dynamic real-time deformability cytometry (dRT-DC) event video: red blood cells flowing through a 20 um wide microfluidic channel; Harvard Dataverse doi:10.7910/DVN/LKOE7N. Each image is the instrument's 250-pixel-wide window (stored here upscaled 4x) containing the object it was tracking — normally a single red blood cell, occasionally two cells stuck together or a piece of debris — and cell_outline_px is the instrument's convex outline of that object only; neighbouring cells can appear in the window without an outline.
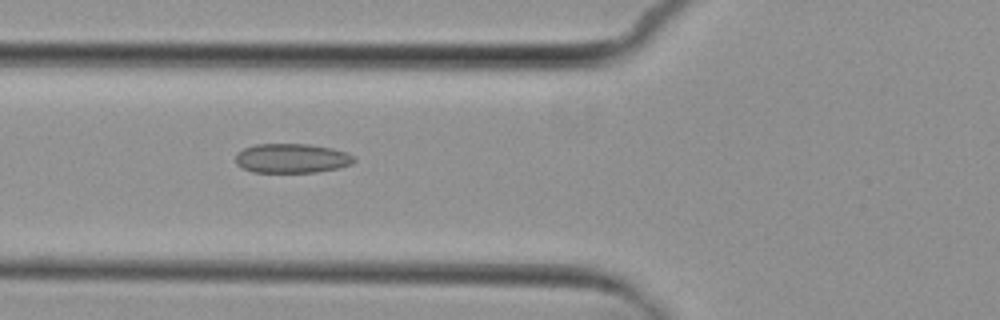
{"species": "common noctule bat (a hibernating species)", "species_latin": "Nyctalus noctula", "temperature_condition": "cold", "stored_images_in_passage": 8, "camera_frame_rate_fps": 3000, "um_per_image_px": 0.085, "animal": {"sex": "female", "body_mass_g": 29.2, "forearm_length_mm": 56.3}, "frame": {"image": 1, "passage_image": 4, "time_ms": 3.333, "image_size_px": [1000, 320], "cell_outline_px": [[356, 160], [352, 164], [340, 168], [316, 172], [252, 172], [236, 164], [236, 152], [244, 148], [256, 144], [308, 144], [332, 148], [344, 152], [352, 156]], "centroid_in_image_um": [24.79, 13.46], "position_along_channel_um": 101.0, "area_um2": 20.29}}
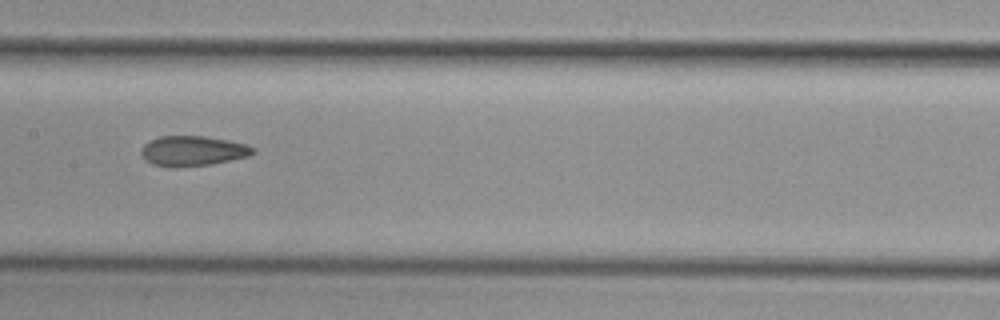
{"frame": {"image": 2, "passage_image": 6, "time_ms": 5.667, "image_size_px": [1000, 320], "cell_outline_px": [[256, 152], [248, 156], [212, 164], [176, 168], [152, 164], [144, 160], [140, 152], [140, 148], [148, 140], [160, 136], [204, 136], [228, 140], [248, 144], [256, 148]], "centroid_in_image_um": [16.37, 12.83], "position_along_channel_um": 191.0, "area_um2": 19.94}}
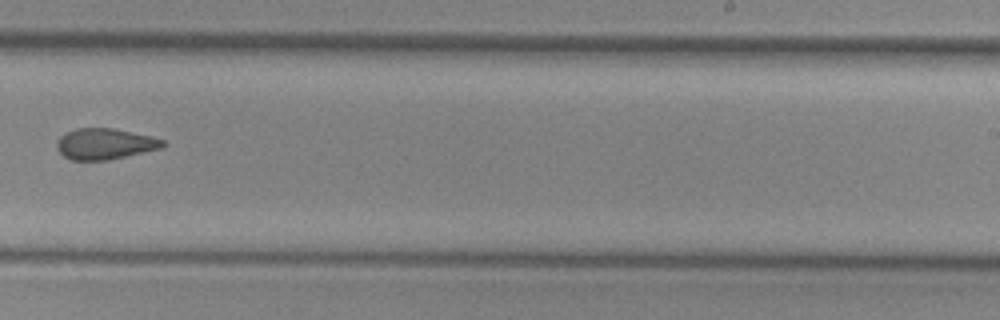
{"frame": {"image": 3, "passage_image": 8, "time_ms": 8.0, "image_size_px": [1000, 320], "cell_outline_px": [[168, 144], [164, 148], [108, 160], [72, 160], [64, 156], [56, 148], [56, 140], [64, 132], [76, 128], [112, 128], [152, 136], [164, 140]], "centroid_in_image_um": [8.93, 12.23], "position_along_channel_um": 280.1, "area_um2": 19.42}}